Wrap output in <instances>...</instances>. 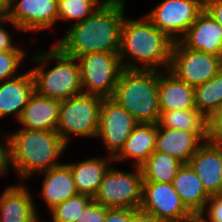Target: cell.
Here are the masks:
<instances>
[{"label": "cell", "mask_w": 222, "mask_h": 222, "mask_svg": "<svg viewBox=\"0 0 222 222\" xmlns=\"http://www.w3.org/2000/svg\"><path fill=\"white\" fill-rule=\"evenodd\" d=\"M4 15V13L0 10V18Z\"/></svg>", "instance_id": "obj_43"}, {"label": "cell", "mask_w": 222, "mask_h": 222, "mask_svg": "<svg viewBox=\"0 0 222 222\" xmlns=\"http://www.w3.org/2000/svg\"><path fill=\"white\" fill-rule=\"evenodd\" d=\"M222 69V57L186 48L179 40L172 48L169 71L190 86L204 84Z\"/></svg>", "instance_id": "obj_9"}, {"label": "cell", "mask_w": 222, "mask_h": 222, "mask_svg": "<svg viewBox=\"0 0 222 222\" xmlns=\"http://www.w3.org/2000/svg\"><path fill=\"white\" fill-rule=\"evenodd\" d=\"M208 219L213 222H222V194L212 195L207 203Z\"/></svg>", "instance_id": "obj_33"}, {"label": "cell", "mask_w": 222, "mask_h": 222, "mask_svg": "<svg viewBox=\"0 0 222 222\" xmlns=\"http://www.w3.org/2000/svg\"><path fill=\"white\" fill-rule=\"evenodd\" d=\"M103 98L80 94L61 101L56 132L68 144L71 135L96 137Z\"/></svg>", "instance_id": "obj_6"}, {"label": "cell", "mask_w": 222, "mask_h": 222, "mask_svg": "<svg viewBox=\"0 0 222 222\" xmlns=\"http://www.w3.org/2000/svg\"><path fill=\"white\" fill-rule=\"evenodd\" d=\"M130 222H161L157 220L153 215L146 213L140 209H131Z\"/></svg>", "instance_id": "obj_38"}, {"label": "cell", "mask_w": 222, "mask_h": 222, "mask_svg": "<svg viewBox=\"0 0 222 222\" xmlns=\"http://www.w3.org/2000/svg\"><path fill=\"white\" fill-rule=\"evenodd\" d=\"M188 164L211 196L222 194V147L215 140L204 141Z\"/></svg>", "instance_id": "obj_14"}, {"label": "cell", "mask_w": 222, "mask_h": 222, "mask_svg": "<svg viewBox=\"0 0 222 222\" xmlns=\"http://www.w3.org/2000/svg\"><path fill=\"white\" fill-rule=\"evenodd\" d=\"M7 22L11 23L12 22L5 16L3 15L0 18V52L2 51H24L23 49L21 50L19 47L15 46L14 43L12 44V39L10 37V33L6 31L2 27V25L6 24Z\"/></svg>", "instance_id": "obj_32"}, {"label": "cell", "mask_w": 222, "mask_h": 222, "mask_svg": "<svg viewBox=\"0 0 222 222\" xmlns=\"http://www.w3.org/2000/svg\"><path fill=\"white\" fill-rule=\"evenodd\" d=\"M204 10V0H163L146 17L174 42L177 35L187 33L197 16Z\"/></svg>", "instance_id": "obj_10"}, {"label": "cell", "mask_w": 222, "mask_h": 222, "mask_svg": "<svg viewBox=\"0 0 222 222\" xmlns=\"http://www.w3.org/2000/svg\"><path fill=\"white\" fill-rule=\"evenodd\" d=\"M61 101L37 94L30 96L18 120L24 129L56 132Z\"/></svg>", "instance_id": "obj_17"}, {"label": "cell", "mask_w": 222, "mask_h": 222, "mask_svg": "<svg viewBox=\"0 0 222 222\" xmlns=\"http://www.w3.org/2000/svg\"><path fill=\"white\" fill-rule=\"evenodd\" d=\"M209 139V132H186L157 126L155 151L166 153L187 164L203 141Z\"/></svg>", "instance_id": "obj_15"}, {"label": "cell", "mask_w": 222, "mask_h": 222, "mask_svg": "<svg viewBox=\"0 0 222 222\" xmlns=\"http://www.w3.org/2000/svg\"><path fill=\"white\" fill-rule=\"evenodd\" d=\"M172 185L182 203L192 213H203L211 195L204 189V186L197 174L190 165L182 164Z\"/></svg>", "instance_id": "obj_22"}, {"label": "cell", "mask_w": 222, "mask_h": 222, "mask_svg": "<svg viewBox=\"0 0 222 222\" xmlns=\"http://www.w3.org/2000/svg\"><path fill=\"white\" fill-rule=\"evenodd\" d=\"M34 91V80L30 70L5 80L4 83L1 82L0 118L13 113L18 121Z\"/></svg>", "instance_id": "obj_19"}, {"label": "cell", "mask_w": 222, "mask_h": 222, "mask_svg": "<svg viewBox=\"0 0 222 222\" xmlns=\"http://www.w3.org/2000/svg\"><path fill=\"white\" fill-rule=\"evenodd\" d=\"M135 173L110 168L106 171L93 201L111 209L137 210L142 202V173L134 166Z\"/></svg>", "instance_id": "obj_8"}, {"label": "cell", "mask_w": 222, "mask_h": 222, "mask_svg": "<svg viewBox=\"0 0 222 222\" xmlns=\"http://www.w3.org/2000/svg\"><path fill=\"white\" fill-rule=\"evenodd\" d=\"M109 208L91 201L81 212L77 222H104Z\"/></svg>", "instance_id": "obj_31"}, {"label": "cell", "mask_w": 222, "mask_h": 222, "mask_svg": "<svg viewBox=\"0 0 222 222\" xmlns=\"http://www.w3.org/2000/svg\"><path fill=\"white\" fill-rule=\"evenodd\" d=\"M125 5L124 0H109L84 21L72 24L55 46L74 58L87 53H118Z\"/></svg>", "instance_id": "obj_1"}, {"label": "cell", "mask_w": 222, "mask_h": 222, "mask_svg": "<svg viewBox=\"0 0 222 222\" xmlns=\"http://www.w3.org/2000/svg\"><path fill=\"white\" fill-rule=\"evenodd\" d=\"M158 70V100L160 111L196 109L194 87L183 82L169 70Z\"/></svg>", "instance_id": "obj_20"}, {"label": "cell", "mask_w": 222, "mask_h": 222, "mask_svg": "<svg viewBox=\"0 0 222 222\" xmlns=\"http://www.w3.org/2000/svg\"><path fill=\"white\" fill-rule=\"evenodd\" d=\"M7 6V0H0V10L4 13Z\"/></svg>", "instance_id": "obj_40"}, {"label": "cell", "mask_w": 222, "mask_h": 222, "mask_svg": "<svg viewBox=\"0 0 222 222\" xmlns=\"http://www.w3.org/2000/svg\"><path fill=\"white\" fill-rule=\"evenodd\" d=\"M179 41L188 49L222 57V27L205 9Z\"/></svg>", "instance_id": "obj_16"}, {"label": "cell", "mask_w": 222, "mask_h": 222, "mask_svg": "<svg viewBox=\"0 0 222 222\" xmlns=\"http://www.w3.org/2000/svg\"><path fill=\"white\" fill-rule=\"evenodd\" d=\"M131 209L128 208H111L106 213L104 222H130Z\"/></svg>", "instance_id": "obj_34"}, {"label": "cell", "mask_w": 222, "mask_h": 222, "mask_svg": "<svg viewBox=\"0 0 222 222\" xmlns=\"http://www.w3.org/2000/svg\"><path fill=\"white\" fill-rule=\"evenodd\" d=\"M39 174L45 175L40 195L49 210L79 194L67 164L62 163Z\"/></svg>", "instance_id": "obj_23"}, {"label": "cell", "mask_w": 222, "mask_h": 222, "mask_svg": "<svg viewBox=\"0 0 222 222\" xmlns=\"http://www.w3.org/2000/svg\"><path fill=\"white\" fill-rule=\"evenodd\" d=\"M4 15L18 30H47L58 20V0H7Z\"/></svg>", "instance_id": "obj_12"}, {"label": "cell", "mask_w": 222, "mask_h": 222, "mask_svg": "<svg viewBox=\"0 0 222 222\" xmlns=\"http://www.w3.org/2000/svg\"><path fill=\"white\" fill-rule=\"evenodd\" d=\"M210 139L216 140L222 134V105L209 121Z\"/></svg>", "instance_id": "obj_36"}, {"label": "cell", "mask_w": 222, "mask_h": 222, "mask_svg": "<svg viewBox=\"0 0 222 222\" xmlns=\"http://www.w3.org/2000/svg\"><path fill=\"white\" fill-rule=\"evenodd\" d=\"M192 221L193 222H213L212 220L205 218V212L193 214Z\"/></svg>", "instance_id": "obj_39"}, {"label": "cell", "mask_w": 222, "mask_h": 222, "mask_svg": "<svg viewBox=\"0 0 222 222\" xmlns=\"http://www.w3.org/2000/svg\"><path fill=\"white\" fill-rule=\"evenodd\" d=\"M51 59L57 65L46 71V62ZM32 60L41 63L30 70L37 94L63 101L83 93L76 58L65 55L54 45L46 52L37 53Z\"/></svg>", "instance_id": "obj_5"}, {"label": "cell", "mask_w": 222, "mask_h": 222, "mask_svg": "<svg viewBox=\"0 0 222 222\" xmlns=\"http://www.w3.org/2000/svg\"><path fill=\"white\" fill-rule=\"evenodd\" d=\"M136 124L132 115L115 100L103 98L96 137L103 140L106 150L114 157L123 147Z\"/></svg>", "instance_id": "obj_13"}, {"label": "cell", "mask_w": 222, "mask_h": 222, "mask_svg": "<svg viewBox=\"0 0 222 222\" xmlns=\"http://www.w3.org/2000/svg\"><path fill=\"white\" fill-rule=\"evenodd\" d=\"M194 100L197 111L210 121L222 105V69L204 84L194 87Z\"/></svg>", "instance_id": "obj_27"}, {"label": "cell", "mask_w": 222, "mask_h": 222, "mask_svg": "<svg viewBox=\"0 0 222 222\" xmlns=\"http://www.w3.org/2000/svg\"><path fill=\"white\" fill-rule=\"evenodd\" d=\"M137 123L159 120L158 71L123 69L112 97Z\"/></svg>", "instance_id": "obj_4"}, {"label": "cell", "mask_w": 222, "mask_h": 222, "mask_svg": "<svg viewBox=\"0 0 222 222\" xmlns=\"http://www.w3.org/2000/svg\"><path fill=\"white\" fill-rule=\"evenodd\" d=\"M157 126L186 132H209V120L197 109L161 111Z\"/></svg>", "instance_id": "obj_26"}, {"label": "cell", "mask_w": 222, "mask_h": 222, "mask_svg": "<svg viewBox=\"0 0 222 222\" xmlns=\"http://www.w3.org/2000/svg\"><path fill=\"white\" fill-rule=\"evenodd\" d=\"M157 124L137 123L113 160L135 159L134 165L140 167L156 148Z\"/></svg>", "instance_id": "obj_21"}, {"label": "cell", "mask_w": 222, "mask_h": 222, "mask_svg": "<svg viewBox=\"0 0 222 222\" xmlns=\"http://www.w3.org/2000/svg\"><path fill=\"white\" fill-rule=\"evenodd\" d=\"M204 9L222 27V0H204Z\"/></svg>", "instance_id": "obj_35"}, {"label": "cell", "mask_w": 222, "mask_h": 222, "mask_svg": "<svg viewBox=\"0 0 222 222\" xmlns=\"http://www.w3.org/2000/svg\"><path fill=\"white\" fill-rule=\"evenodd\" d=\"M215 141L222 147V134Z\"/></svg>", "instance_id": "obj_42"}, {"label": "cell", "mask_w": 222, "mask_h": 222, "mask_svg": "<svg viewBox=\"0 0 222 222\" xmlns=\"http://www.w3.org/2000/svg\"><path fill=\"white\" fill-rule=\"evenodd\" d=\"M82 2H86V3H107L109 2V0H82Z\"/></svg>", "instance_id": "obj_41"}, {"label": "cell", "mask_w": 222, "mask_h": 222, "mask_svg": "<svg viewBox=\"0 0 222 222\" xmlns=\"http://www.w3.org/2000/svg\"><path fill=\"white\" fill-rule=\"evenodd\" d=\"M173 44L174 41L166 33L158 30L146 16L143 20L124 17L118 51L124 69L158 71L161 66L168 70ZM129 56L134 62H126L125 58L130 59ZM135 62L143 66H138Z\"/></svg>", "instance_id": "obj_2"}, {"label": "cell", "mask_w": 222, "mask_h": 222, "mask_svg": "<svg viewBox=\"0 0 222 222\" xmlns=\"http://www.w3.org/2000/svg\"><path fill=\"white\" fill-rule=\"evenodd\" d=\"M106 3H86L82 0H58V20H73L74 24L87 19Z\"/></svg>", "instance_id": "obj_29"}, {"label": "cell", "mask_w": 222, "mask_h": 222, "mask_svg": "<svg viewBox=\"0 0 222 222\" xmlns=\"http://www.w3.org/2000/svg\"><path fill=\"white\" fill-rule=\"evenodd\" d=\"M182 164L166 153L154 151L140 166L143 182L172 183Z\"/></svg>", "instance_id": "obj_25"}, {"label": "cell", "mask_w": 222, "mask_h": 222, "mask_svg": "<svg viewBox=\"0 0 222 222\" xmlns=\"http://www.w3.org/2000/svg\"><path fill=\"white\" fill-rule=\"evenodd\" d=\"M109 158H88L80 163H66L70 167L76 189L79 194H86L94 197L106 171L109 169V162H114L113 157Z\"/></svg>", "instance_id": "obj_24"}, {"label": "cell", "mask_w": 222, "mask_h": 222, "mask_svg": "<svg viewBox=\"0 0 222 222\" xmlns=\"http://www.w3.org/2000/svg\"><path fill=\"white\" fill-rule=\"evenodd\" d=\"M92 197L86 194H78L63 203L54 206L50 213L52 222H77L83 209L92 201Z\"/></svg>", "instance_id": "obj_28"}, {"label": "cell", "mask_w": 222, "mask_h": 222, "mask_svg": "<svg viewBox=\"0 0 222 222\" xmlns=\"http://www.w3.org/2000/svg\"><path fill=\"white\" fill-rule=\"evenodd\" d=\"M35 207L24 185H11L0 196V222H39Z\"/></svg>", "instance_id": "obj_18"}, {"label": "cell", "mask_w": 222, "mask_h": 222, "mask_svg": "<svg viewBox=\"0 0 222 222\" xmlns=\"http://www.w3.org/2000/svg\"><path fill=\"white\" fill-rule=\"evenodd\" d=\"M4 143H0V175L6 174L10 165L9 142L7 135L4 137ZM6 138V139H5Z\"/></svg>", "instance_id": "obj_37"}, {"label": "cell", "mask_w": 222, "mask_h": 222, "mask_svg": "<svg viewBox=\"0 0 222 222\" xmlns=\"http://www.w3.org/2000/svg\"><path fill=\"white\" fill-rule=\"evenodd\" d=\"M26 53L24 51H2L0 52V82L16 77L19 64Z\"/></svg>", "instance_id": "obj_30"}, {"label": "cell", "mask_w": 222, "mask_h": 222, "mask_svg": "<svg viewBox=\"0 0 222 222\" xmlns=\"http://www.w3.org/2000/svg\"><path fill=\"white\" fill-rule=\"evenodd\" d=\"M10 165L22 180L61 165L56 160L67 148L57 132L22 128L7 134Z\"/></svg>", "instance_id": "obj_3"}, {"label": "cell", "mask_w": 222, "mask_h": 222, "mask_svg": "<svg viewBox=\"0 0 222 222\" xmlns=\"http://www.w3.org/2000/svg\"><path fill=\"white\" fill-rule=\"evenodd\" d=\"M139 209L161 222H189L193 216L172 183L143 182Z\"/></svg>", "instance_id": "obj_11"}, {"label": "cell", "mask_w": 222, "mask_h": 222, "mask_svg": "<svg viewBox=\"0 0 222 222\" xmlns=\"http://www.w3.org/2000/svg\"><path fill=\"white\" fill-rule=\"evenodd\" d=\"M84 94L112 98L123 66L118 53H87L78 58Z\"/></svg>", "instance_id": "obj_7"}]
</instances>
